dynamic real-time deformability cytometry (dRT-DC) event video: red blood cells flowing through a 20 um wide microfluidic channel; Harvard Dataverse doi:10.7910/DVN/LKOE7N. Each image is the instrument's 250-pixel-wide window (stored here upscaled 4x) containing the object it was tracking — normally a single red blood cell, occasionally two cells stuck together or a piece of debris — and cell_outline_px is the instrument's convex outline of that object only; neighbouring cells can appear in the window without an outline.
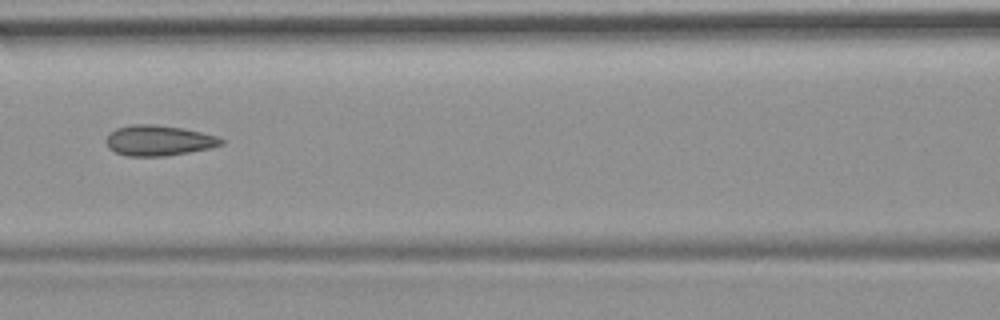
{"species": "common noctule bat (a hibernating species)", "species_latin": "Nyctalus noctula", "temperature_condition": "room temperature", "stored_images_in_passage": 7, "camera_frame_rate_fps": 3000, "um_per_image_px": 0.085, "animal": {"sex": "female", "body_mass_g": 19.9}, "frame": {"image": 1, "passage_image": 5, "time_ms": 4.333, "image_size_px": [1000, 320], "cell_outline_px": [[224, 144], [208, 148], [168, 156], [128, 156], [116, 152], [108, 148], [104, 140], [116, 128], [132, 124], [156, 124], [184, 128], [216, 136], [224, 140]], "centroid_in_image_um": [13.47, 11.94], "position_along_channel_um": 153.1, "area_um2": 20.4}}
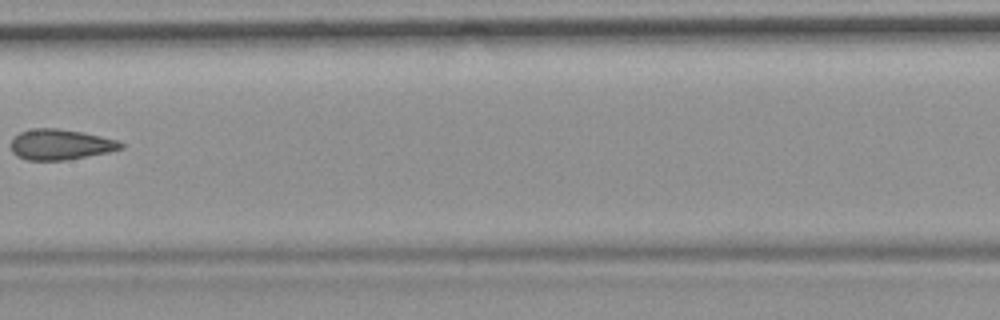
{"frame": {"image": 2, "passage_image": 6, "time_ms": 5.667, "image_size_px": [1000, 320], "cell_outline_px": [[124, 148], [108, 152], [68, 160], [28, 160], [16, 156], [12, 152], [12, 140], [20, 132], [32, 128], [56, 128], [84, 132], [120, 140], [124, 144]], "centroid_in_image_um": [5.18, 12.28], "position_along_channel_um": 202.2, "area_um2": 19.71}}